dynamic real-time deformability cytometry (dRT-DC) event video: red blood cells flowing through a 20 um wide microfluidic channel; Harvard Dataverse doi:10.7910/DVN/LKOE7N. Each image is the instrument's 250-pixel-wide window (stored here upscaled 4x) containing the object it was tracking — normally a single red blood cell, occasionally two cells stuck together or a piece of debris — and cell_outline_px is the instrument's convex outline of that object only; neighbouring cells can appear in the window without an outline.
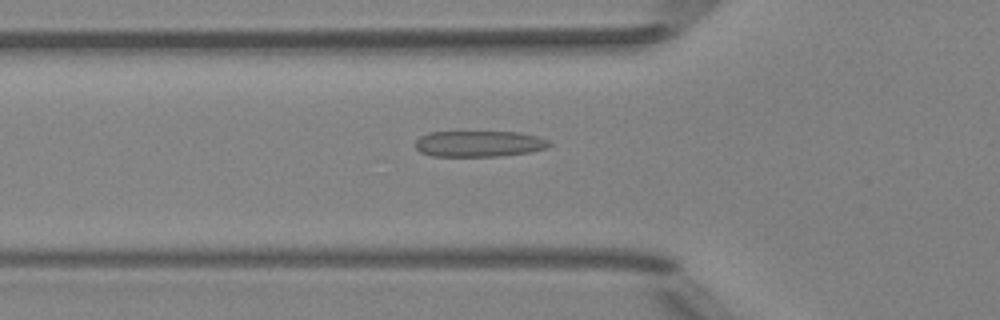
{"species": "Egyptian fruit bat (a non-hibernating species)", "species_latin": "Rousettus aegyptiacus", "temperature_condition": "room temperature", "stored_images_in_passage": 32, "camera_frame_rate_fps": 3000, "um_per_image_px": 0.085, "animal": {"sex": "female"}, "frame": {"image": 1, "passage_image": 18, "time_ms": 5.667, "image_size_px": [1000, 320], "cell_outline_px": [[552, 144], [548, 148], [528, 152], [500, 156], [432, 156], [420, 152], [416, 148], [416, 140], [420, 136], [428, 132], [520, 132], [536, 136], [548, 140]], "centroid_in_image_um": [40.72, 12.22], "position_along_channel_um": 85.1, "area_um2": 20.35}}
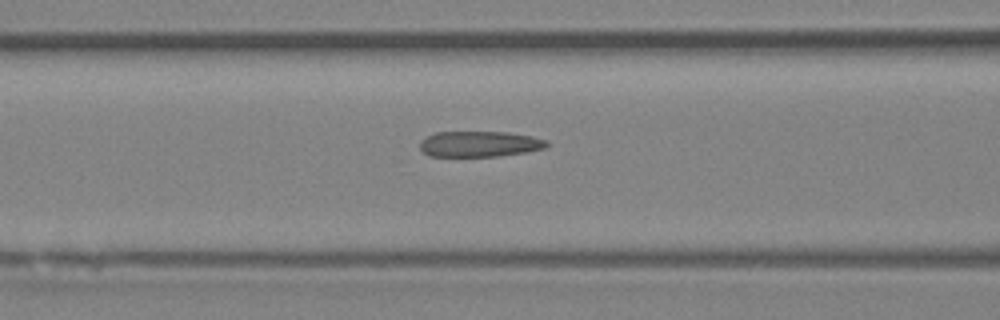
{"frame": {"image": 2, "passage_image": 21, "time_ms": 6.667, "image_size_px": [1000, 320], "cell_outline_px": [[548, 144], [544, 148], [524, 152], [496, 156], [428, 156], [420, 148], [420, 140], [436, 132], [508, 132], [532, 136], [548, 140]], "centroid_in_image_um": [40.75, 12.23], "position_along_channel_um": 125.8, "area_um2": 18.9}}
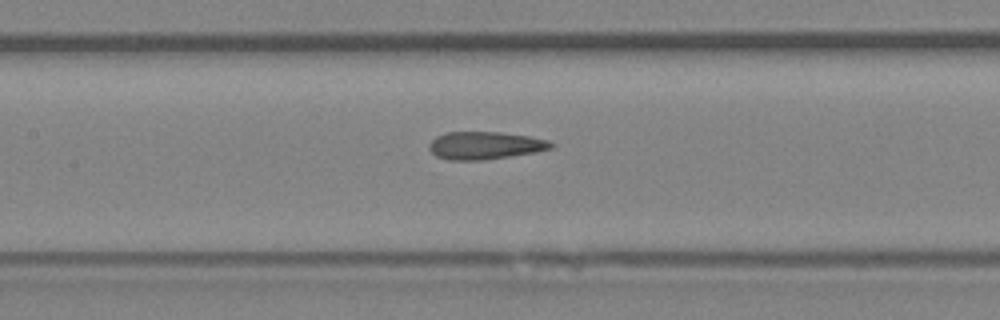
{"frame": {"image": 3, "passage_image": 24, "time_ms": 7.667, "image_size_px": [1000, 320], "cell_outline_px": [[556, 144], [552, 148], [536, 152], [484, 160], [448, 160], [436, 156], [428, 148], [428, 144], [436, 136], [448, 132], [500, 132], [528, 136], [548, 140]], "centroid_in_image_um": [41.22, 12.36], "position_along_channel_um": 166.2, "area_um2": 19.71}}